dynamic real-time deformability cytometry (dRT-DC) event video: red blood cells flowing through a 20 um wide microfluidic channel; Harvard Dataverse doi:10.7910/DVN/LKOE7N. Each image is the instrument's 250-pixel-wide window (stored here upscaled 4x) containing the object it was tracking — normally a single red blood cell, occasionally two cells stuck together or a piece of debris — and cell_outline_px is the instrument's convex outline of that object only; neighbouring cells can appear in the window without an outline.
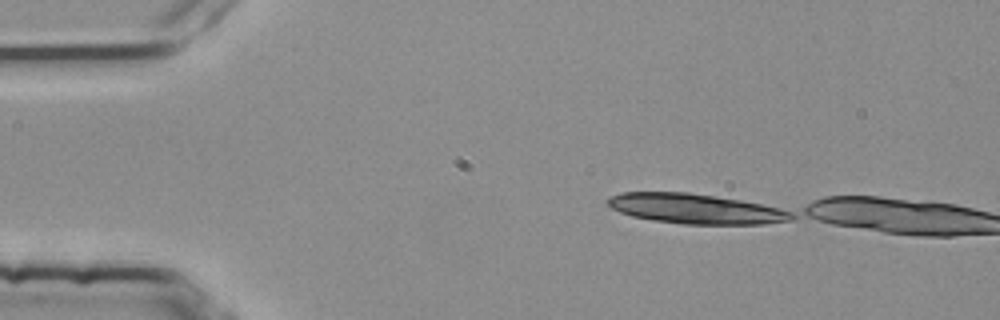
{"species": "common noctule bat (a hibernating species)", "species_latin": "Nyctalus noctula", "temperature_condition": "room temperature", "stored_images_in_passage": 3, "camera_frame_rate_fps": 3000, "um_per_image_px": 0.085, "animal": {"sex": "female", "body_mass_g": 25.1}, "frame": {"image": 1, "passage_image": 1, "time_ms": 0.0, "image_size_px": [1000, 320], "cell_outline_px": [[792, 216], [780, 220], [752, 224], [696, 224], [660, 220], [636, 216], [624, 212], [608, 204], [608, 200], [616, 196], [628, 192], [676, 192], [708, 196], [756, 204], [788, 212]], "centroid_in_image_um": [59.01, 17.74], "position_along_channel_um": 26.0, "area_um2": 29.25}}